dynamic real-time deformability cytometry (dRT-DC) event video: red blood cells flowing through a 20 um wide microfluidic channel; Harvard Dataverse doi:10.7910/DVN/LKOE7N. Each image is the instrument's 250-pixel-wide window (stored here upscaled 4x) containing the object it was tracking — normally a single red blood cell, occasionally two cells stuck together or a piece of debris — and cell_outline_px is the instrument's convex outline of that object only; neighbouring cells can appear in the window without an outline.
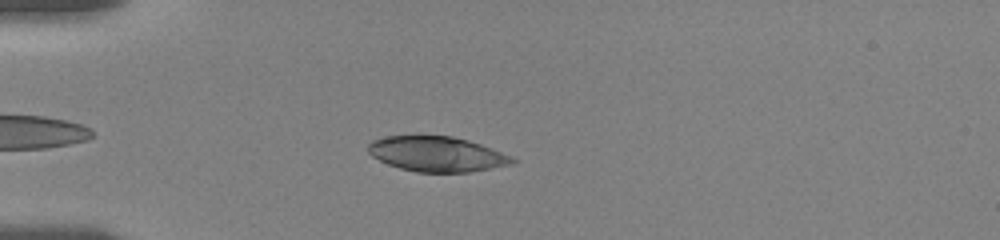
{"species": "human", "species_latin": "Homo sapiens", "temperature_condition": "room temperature", "stored_images_in_passage": 27, "camera_frame_rate_fps": 3000, "um_per_image_px": 0.085, "donor": {"sex": "female"}, "frame": {"image": 1, "passage_image": 3, "time_ms": 1.0, "image_size_px": [1000, 240], "cell_outline_px": [[516, 160], [512, 164], [468, 172], [416, 172], [400, 168], [388, 164], [372, 156], [368, 152], [368, 144], [372, 140], [384, 136], [416, 132], [452, 136], [468, 140], [480, 144], [512, 156]], "centroid_in_image_um": [37.06, 13.04], "position_along_channel_um": 47.9, "area_um2": 30.29}}
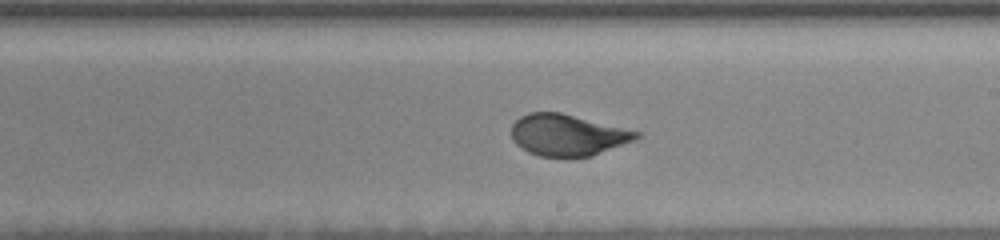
{"frame": {"image": 2, "passage_image": 16, "time_ms": 7.0, "image_size_px": [1000, 240], "cell_outline_px": [[640, 136], [636, 140], [592, 156], [540, 156], [528, 152], [516, 144], [512, 140], [512, 124], [520, 116], [528, 112], [560, 112], [640, 132]], "centroid_in_image_um": [48.23, 11.47], "position_along_channel_um": 240.8, "area_um2": 30.0}}
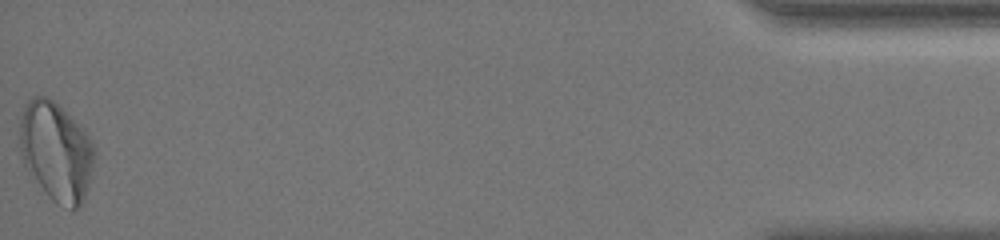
{"frame": {"image": 3, "passage_image": 27, "time_ms": 14.667, "image_size_px": [1000, 240], "cell_outline_px": [[96, 148], [92, 176], [80, 208], [72, 208], [56, 204], [48, 196], [28, 172], [24, 164], [20, 148], [20, 120], [24, 104], [32, 96], [48, 96], [84, 128]], "centroid_in_image_um": [4.79, 12.86], "position_along_channel_um": 430.4, "area_um2": 43.47}, "authors_computed_cell_mechanics": {"area_um2": 30.7496, "velocity_mm_per_s": 3.5583, "shape_relaxation_time_tau1_ms": 4.5396, "shape_relaxation_time_tau2_ms": null, "deformation_change_tau1": 0.1773, "deformation_change_tau2": null}}